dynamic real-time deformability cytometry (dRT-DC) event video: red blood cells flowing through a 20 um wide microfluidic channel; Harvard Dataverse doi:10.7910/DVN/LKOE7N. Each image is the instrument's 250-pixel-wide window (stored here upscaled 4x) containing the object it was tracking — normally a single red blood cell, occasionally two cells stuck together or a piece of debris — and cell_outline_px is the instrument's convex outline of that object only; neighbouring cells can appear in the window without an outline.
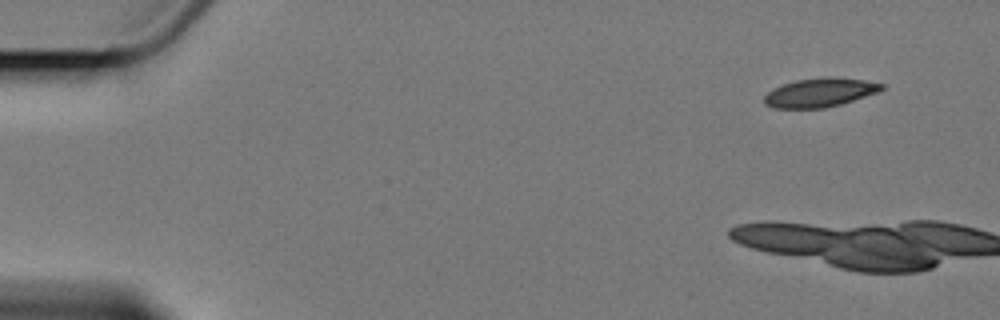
{"species": "Egyptian fruit bat (a non-hibernating species)", "species_latin": "Rousettus aegyptiacus", "temperature_condition": "cold", "stored_images_in_passage": 3, "camera_frame_rate_fps": 3000, "um_per_image_px": 0.085, "animal": {"sex": "female"}, "frame": {"image": 1, "passage_image": 1, "time_ms": 0.0, "image_size_px": [1000, 320], "cell_outline_px": [[888, 84], [884, 88], [876, 92], [840, 104], [824, 108], [776, 108], [764, 104], [764, 96], [772, 88], [796, 80], [828, 76], [832, 76], [864, 80]], "centroid_in_image_um": [69.69, 7.85], "position_along_channel_um": 15.3, "area_um2": 19.71}}